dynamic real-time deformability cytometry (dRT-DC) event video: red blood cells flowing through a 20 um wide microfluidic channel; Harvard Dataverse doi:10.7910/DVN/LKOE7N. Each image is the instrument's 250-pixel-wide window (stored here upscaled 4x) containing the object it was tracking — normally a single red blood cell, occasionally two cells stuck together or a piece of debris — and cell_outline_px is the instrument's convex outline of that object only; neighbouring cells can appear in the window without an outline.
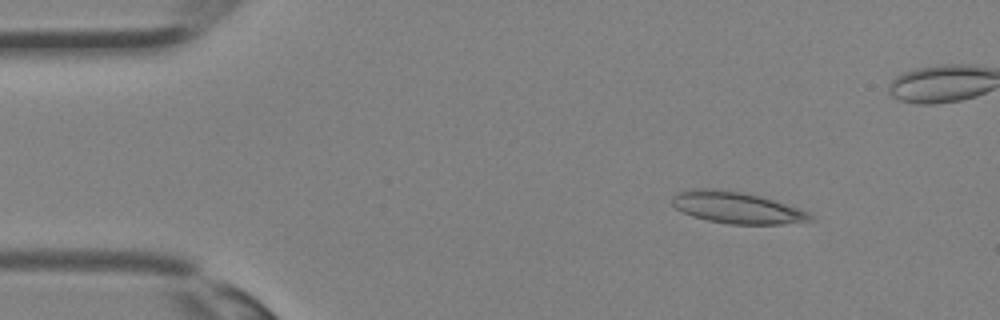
{"species": "Egyptian fruit bat (a non-hibernating species)", "species_latin": "Rousettus aegyptiacus", "temperature_condition": "room temperature", "stored_images_in_passage": 35, "camera_frame_rate_fps": 3000, "um_per_image_px": 0.085, "animal": {"sex": "female"}, "frame": {"image": 1, "passage_image": 4, "time_ms": 1.0, "image_size_px": [1000, 320], "cell_outline_px": [[816, 220], [780, 224], [732, 224], [708, 220], [692, 216], [676, 208], [672, 204], [672, 196], [676, 192], [704, 188], [740, 192], [760, 196], [800, 208], [808, 212]], "centroid_in_image_um": [62.65, 17.66], "position_along_channel_um": 22.4, "area_um2": 25.09}}
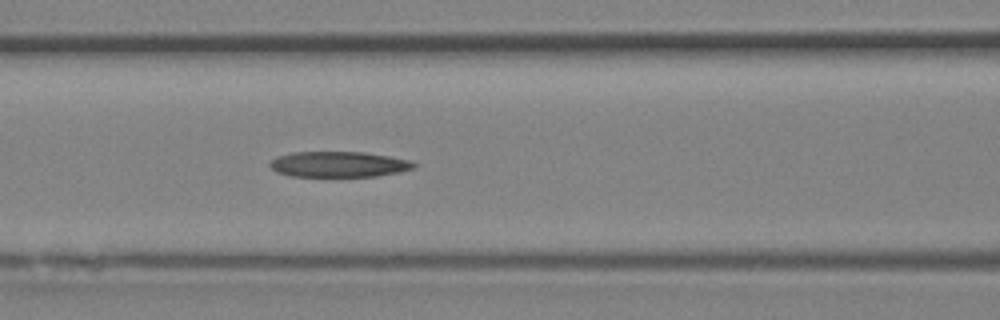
{"frame": {"image": 2, "passage_image": 14, "time_ms": 4.333, "image_size_px": [1000, 320], "cell_outline_px": [[420, 164], [416, 168], [400, 172], [376, 176], [288, 176], [276, 172], [268, 164], [276, 156], [292, 152], [364, 152], [412, 160]], "centroid_in_image_um": [28.83, 13.96], "position_along_channel_um": 137.8, "area_um2": 21.73}}
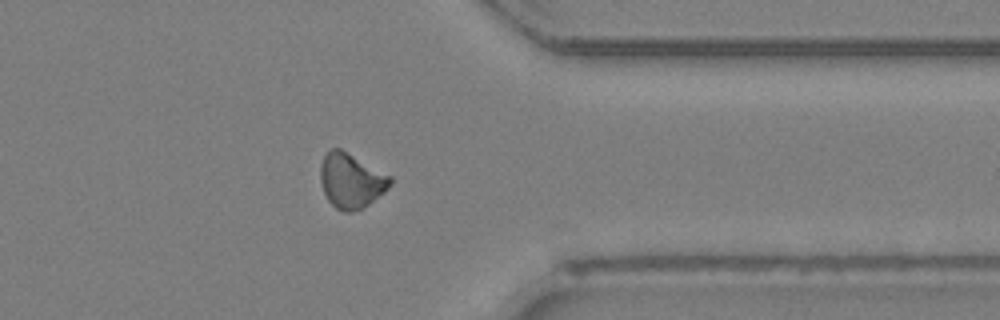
{"frame": {"image": 3, "passage_image": 27, "time_ms": 8.667, "image_size_px": [1000, 320], "cell_outline_px": [[392, 184], [384, 192], [364, 208], [352, 212], [344, 212], [336, 208], [328, 200], [324, 192], [320, 180], [320, 164], [328, 148], [340, 148], [392, 176]], "centroid_in_image_um": [29.84, 15.35], "position_along_channel_um": 381.6, "area_um2": 22.48}}